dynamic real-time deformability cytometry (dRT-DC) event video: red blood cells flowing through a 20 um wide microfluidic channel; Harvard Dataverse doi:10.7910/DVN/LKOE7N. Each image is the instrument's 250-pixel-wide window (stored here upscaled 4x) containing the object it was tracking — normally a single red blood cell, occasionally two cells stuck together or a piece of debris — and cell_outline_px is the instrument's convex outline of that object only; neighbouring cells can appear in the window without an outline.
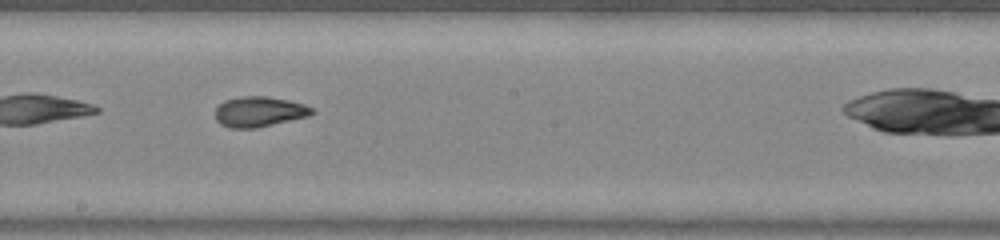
{"species": "common noctule bat (a hibernating species)", "species_latin": "Nyctalus noctula", "temperature_condition": "warm", "stored_images_in_passage": 27, "camera_frame_rate_fps": 3000, "um_per_image_px": 0.085, "animal": {"sex": "male", "body_mass_g": 20.0, "forearm_length_mm": 53.3}, "frame": {"image": 1, "passage_image": 12, "time_ms": 3.667, "image_size_px": [1000, 240], "cell_outline_px": [[316, 112], [308, 116], [256, 128], [228, 128], [220, 124], [216, 120], [216, 108], [224, 100], [240, 96], [268, 96], [288, 100], [304, 104], [312, 108]], "centroid_in_image_um": [22.02, 9.49], "position_along_channel_um": 226.2, "area_um2": 17.11}, "authors_computed_cell_mechanics": {"area_um2": 17.051, "velocity_mm_per_s": 4.2848, "shape_relaxation_time_tau1_ms": null, "shape_relaxation_time_tau2_ms": 1.718, "deformation_change_tau1": null, "deformation_change_tau2": 0.0768}}